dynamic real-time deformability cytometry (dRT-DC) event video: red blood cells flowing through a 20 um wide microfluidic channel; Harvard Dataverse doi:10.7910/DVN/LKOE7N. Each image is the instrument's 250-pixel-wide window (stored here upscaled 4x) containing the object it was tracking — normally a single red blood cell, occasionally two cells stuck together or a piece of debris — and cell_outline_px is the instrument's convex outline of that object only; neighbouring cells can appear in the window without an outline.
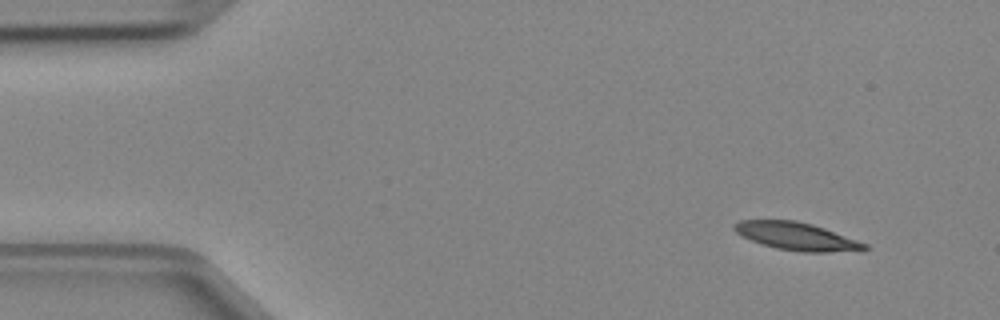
{"species": "Egyptian fruit bat (a non-hibernating species)", "species_latin": "Rousettus aegyptiacus", "temperature_condition": "cold", "stored_images_in_passage": 3, "camera_frame_rate_fps": 3000, "um_per_image_px": 0.085, "animal": {"sex": "female"}, "frame": {"image": 1, "passage_image": 1, "time_ms": 0.0, "image_size_px": [1000, 320], "cell_outline_px": [[868, 248], [828, 252], [804, 252], [776, 248], [752, 240], [736, 232], [732, 228], [732, 224], [740, 220], [796, 220], [812, 224], [824, 228], [868, 244]], "centroid_in_image_um": [67.66, 20.06], "position_along_channel_um": 17.3, "area_um2": 20.63}}